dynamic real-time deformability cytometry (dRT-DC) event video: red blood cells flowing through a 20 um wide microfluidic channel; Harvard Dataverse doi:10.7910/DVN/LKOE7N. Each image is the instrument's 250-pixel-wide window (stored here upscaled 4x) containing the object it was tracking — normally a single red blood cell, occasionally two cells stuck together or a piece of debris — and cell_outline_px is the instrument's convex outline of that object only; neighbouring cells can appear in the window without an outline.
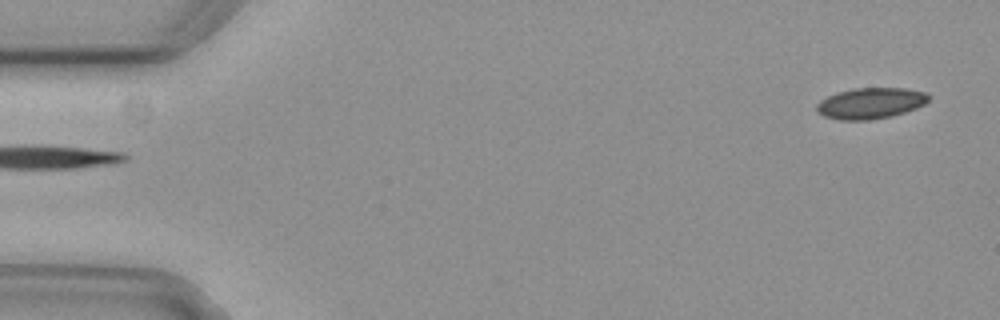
{"species": "common noctule bat (a hibernating species)", "species_latin": "Nyctalus noctula", "temperature_condition": "cold", "stored_images_in_passage": 3, "camera_frame_rate_fps": 3000, "um_per_image_px": 0.085, "animal": {"sex": "female", "body_mass_g": 29.2, "forearm_length_mm": 56.3}, "frame": {"image": 1, "passage_image": 3, "time_ms": 0.667, "image_size_px": [1000, 320], "cell_outline_px": [[928, 100], [924, 104], [916, 108], [892, 116], [872, 120], [840, 120], [824, 116], [816, 108], [816, 104], [820, 100], [836, 92], [852, 88], [904, 88], [928, 92]], "centroid_in_image_um": [74.0, 8.77], "position_along_channel_um": 11.0, "area_um2": 20.29}}